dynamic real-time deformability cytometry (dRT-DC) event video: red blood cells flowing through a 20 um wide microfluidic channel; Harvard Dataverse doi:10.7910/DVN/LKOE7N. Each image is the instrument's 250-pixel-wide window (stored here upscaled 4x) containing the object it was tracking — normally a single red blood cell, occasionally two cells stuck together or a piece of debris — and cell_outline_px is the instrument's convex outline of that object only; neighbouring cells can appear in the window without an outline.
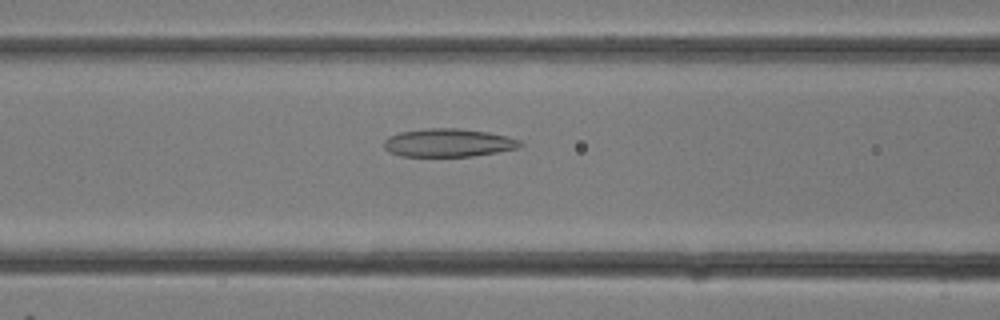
{"species": "common noctule bat (a hibernating species)", "species_latin": "Nyctalus noctula", "temperature_condition": "room temperature", "stored_images_in_passage": 15, "camera_frame_rate_fps": 3000, "um_per_image_px": 0.085, "animal": {"sex": "female"}, "frame": {"image": 1, "passage_image": 6, "time_ms": 1.667, "image_size_px": [1000, 320], "cell_outline_px": [[524, 144], [520, 148], [472, 156], [400, 156], [388, 152], [384, 148], [384, 140], [388, 136], [400, 132], [428, 128], [460, 128], [488, 132], [508, 136], [520, 140]], "centroid_in_image_um": [38.11, 12.13], "position_along_channel_um": 128.5, "area_um2": 22.54}}
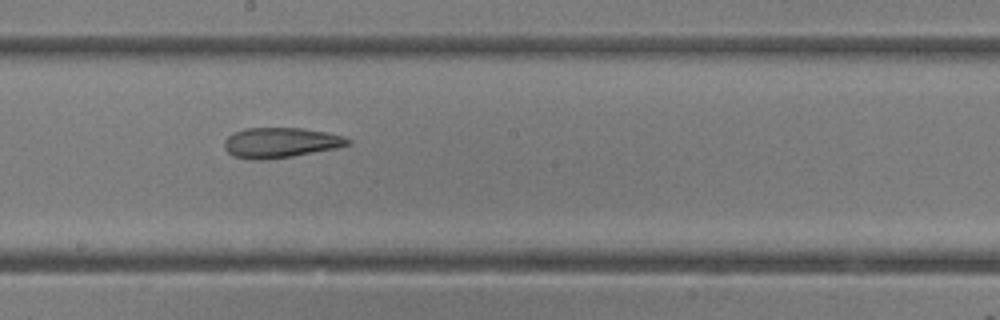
{"frame": {"image": 2, "passage_image": 10, "time_ms": 3.0, "image_size_px": [1000, 320], "cell_outline_px": [[352, 144], [336, 148], [292, 156], [260, 160], [252, 160], [232, 156], [224, 148], [224, 140], [232, 132], [244, 128], [300, 128], [328, 132], [344, 136], [352, 140]], "centroid_in_image_um": [23.84, 12.12], "position_along_channel_um": 224.4, "area_um2": 21.91}}
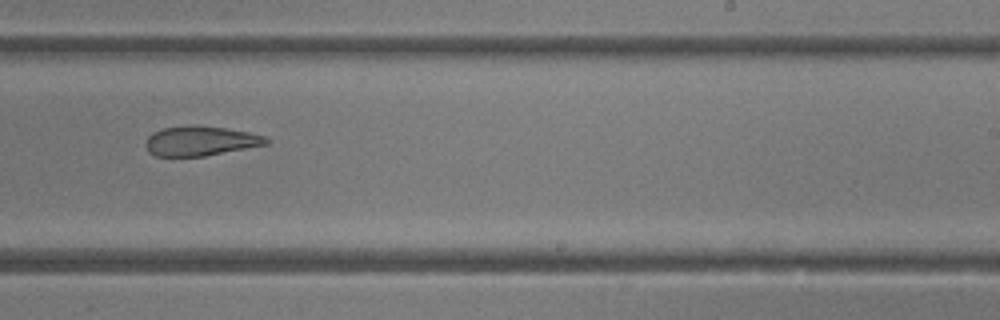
{"frame": {"image": 3, "passage_image": 12, "time_ms": 3.667, "image_size_px": [1000, 320], "cell_outline_px": [[272, 140], [268, 144], [204, 156], [156, 156], [148, 152], [144, 144], [148, 136], [152, 132], [164, 128], [188, 124], [192, 124], [228, 128], [248, 132], [264, 136]], "centroid_in_image_um": [17.02, 11.96], "position_along_channel_um": 272.0, "area_um2": 21.1}}